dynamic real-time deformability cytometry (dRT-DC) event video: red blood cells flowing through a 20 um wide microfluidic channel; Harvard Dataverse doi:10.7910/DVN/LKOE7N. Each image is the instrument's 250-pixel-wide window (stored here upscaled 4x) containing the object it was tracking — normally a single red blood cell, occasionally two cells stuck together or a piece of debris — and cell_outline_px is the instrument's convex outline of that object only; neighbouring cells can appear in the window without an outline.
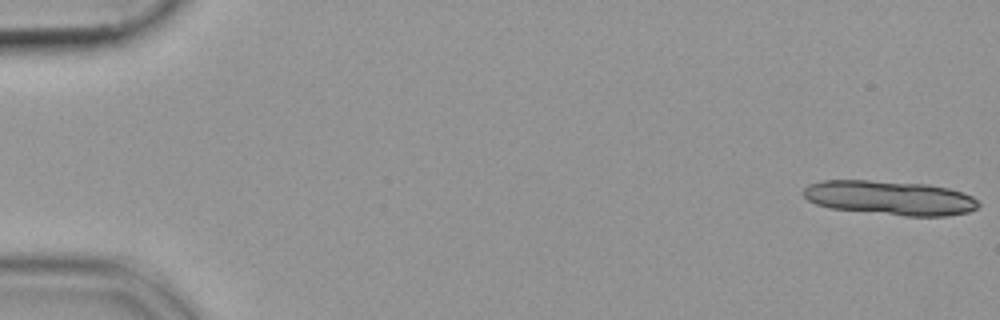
{"species": "common noctule bat (a hibernating species)", "species_latin": "Nyctalus noctula", "temperature_condition": "cold", "stored_images_in_passage": 14, "camera_frame_rate_fps": 3000, "um_per_image_px": 0.085, "animal": {"sex": "female", "body_mass_g": 19.9}, "frame": {"image": 1, "passage_image": 1, "time_ms": 0.0, "image_size_px": [1000, 320], "cell_outline_px": [[980, 204], [976, 208], [968, 212], [948, 216], [904, 216], [828, 208], [816, 204], [808, 200], [804, 196], [804, 188], [808, 184], [820, 180], [868, 180], [928, 184], [948, 188], [972, 196]], "centroid_in_image_um": [75.61, 16.82], "position_along_channel_um": 9.4, "area_um2": 35.14}}